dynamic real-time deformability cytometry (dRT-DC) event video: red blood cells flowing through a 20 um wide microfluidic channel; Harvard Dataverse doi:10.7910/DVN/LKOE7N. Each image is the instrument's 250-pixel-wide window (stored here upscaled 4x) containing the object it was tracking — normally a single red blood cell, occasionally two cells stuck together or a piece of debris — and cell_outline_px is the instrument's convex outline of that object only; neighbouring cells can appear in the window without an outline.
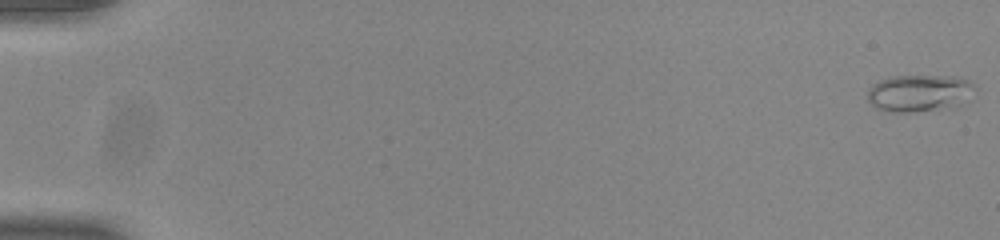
{"species": "common noctule bat (a hibernating species)", "species_latin": "Nyctalus noctula", "temperature_condition": "room temperature", "stored_images_in_passage": 50, "camera_frame_rate_fps": 3000, "um_per_image_px": 0.085, "animal": {"sex": "male", "body_mass_g": 20.0, "forearm_length_mm": 53.3}, "frame": {"image": 1, "passage_image": 1, "time_ms": 0.0, "image_size_px": [1000, 240], "cell_outline_px": [[976, 88], [952, 108], [908, 112], [896, 112], [876, 108], [868, 100], [868, 88], [872, 84], [880, 80], [892, 76], [956, 76], [968, 80]], "centroid_in_image_um": [78.08, 7.9], "position_along_channel_um": 6.9, "area_um2": 22.83}}
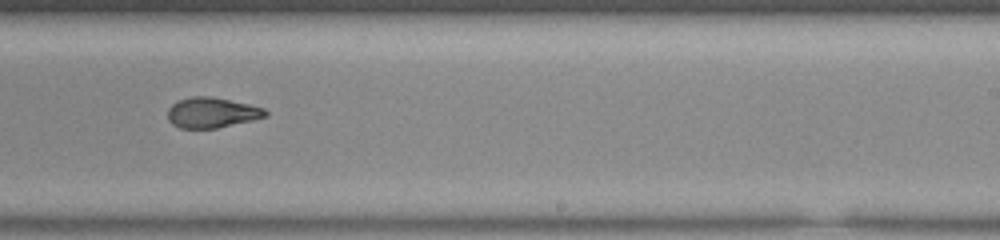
{"frame": {"image": 2, "passage_image": 35, "time_ms": 11.333, "image_size_px": [1000, 240], "cell_outline_px": [[268, 116], [252, 120], [216, 128], [180, 128], [172, 124], [168, 120], [168, 108], [176, 100], [192, 96], [212, 96], [248, 104], [264, 108], [268, 112]], "centroid_in_image_um": [17.98, 9.56], "position_along_channel_um": 271.0, "area_um2": 17.34}}
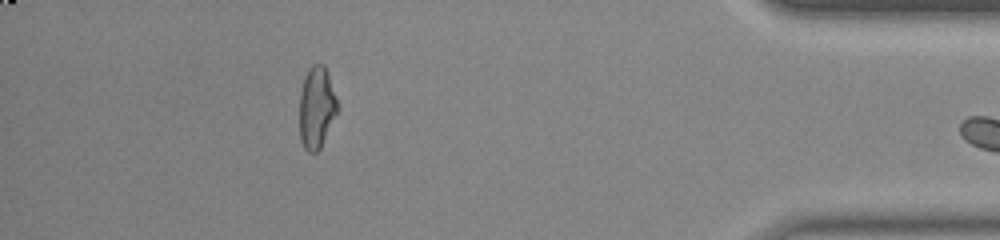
{"frame": {"image": 3, "passage_image": 49, "time_ms": 16.0, "image_size_px": [1000, 240], "cell_outline_px": [[340, 108], [320, 148], [316, 152], [308, 152], [304, 148], [300, 140], [300, 92], [304, 76], [308, 68], [312, 64], [324, 64], [328, 72]], "centroid_in_image_um": [26.92, 9.11], "position_along_channel_um": 408.3, "area_um2": 18.38}}